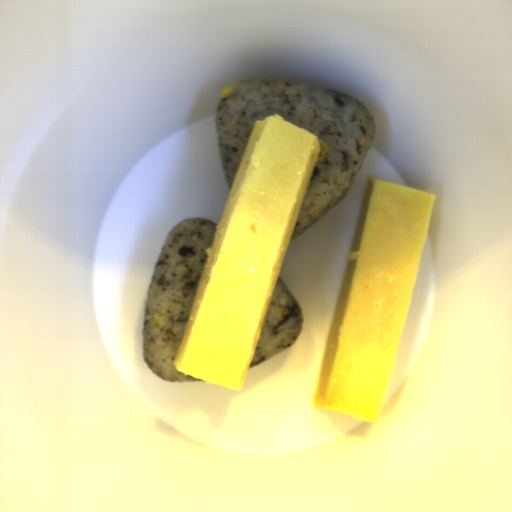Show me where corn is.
Instances as JSON below:
<instances>
[{
    "instance_id": "corn-1",
    "label": "corn",
    "mask_w": 512,
    "mask_h": 512,
    "mask_svg": "<svg viewBox=\"0 0 512 512\" xmlns=\"http://www.w3.org/2000/svg\"><path fill=\"white\" fill-rule=\"evenodd\" d=\"M320 154L317 162L325 161L327 158L328 147L324 141L319 140Z\"/></svg>"
},
{
    "instance_id": "corn-2",
    "label": "corn",
    "mask_w": 512,
    "mask_h": 512,
    "mask_svg": "<svg viewBox=\"0 0 512 512\" xmlns=\"http://www.w3.org/2000/svg\"><path fill=\"white\" fill-rule=\"evenodd\" d=\"M235 87H236V84L235 85H227L225 88H223L220 93L221 98H225L226 96H228L235 89Z\"/></svg>"
}]
</instances>
